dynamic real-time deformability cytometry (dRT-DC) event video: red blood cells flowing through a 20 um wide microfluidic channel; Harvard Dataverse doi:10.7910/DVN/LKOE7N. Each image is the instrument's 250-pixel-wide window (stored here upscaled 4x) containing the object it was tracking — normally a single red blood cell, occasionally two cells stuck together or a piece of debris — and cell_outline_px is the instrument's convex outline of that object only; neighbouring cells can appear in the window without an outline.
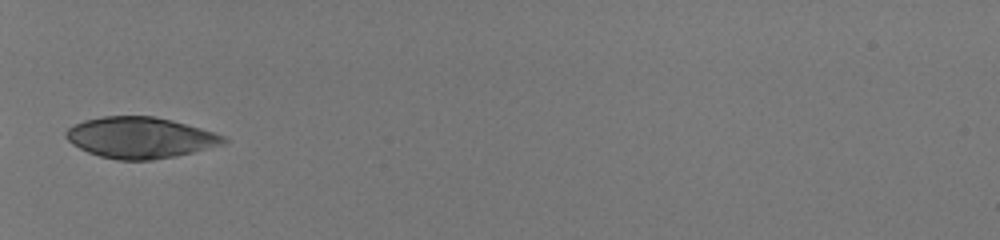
{"species": "human", "species_latin": "Homo sapiens", "temperature_condition": "room temperature", "stored_images_in_passage": 23, "camera_frame_rate_fps": 3000, "um_per_image_px": 0.085, "donor": {"sex": "male"}, "frame": {"image": 1, "passage_image": 1, "time_ms": 0.0, "image_size_px": [1000, 240], "cell_outline_px": [[228, 140], [224, 144], [176, 156], [152, 160], [120, 160], [100, 156], [88, 152], [72, 144], [64, 136], [64, 132], [68, 128], [84, 120], [104, 116], [152, 116], [172, 120], [200, 128], [224, 136]], "centroid_in_image_um": [11.89, 11.7], "position_along_channel_um": 73.1, "area_um2": 37.51}}
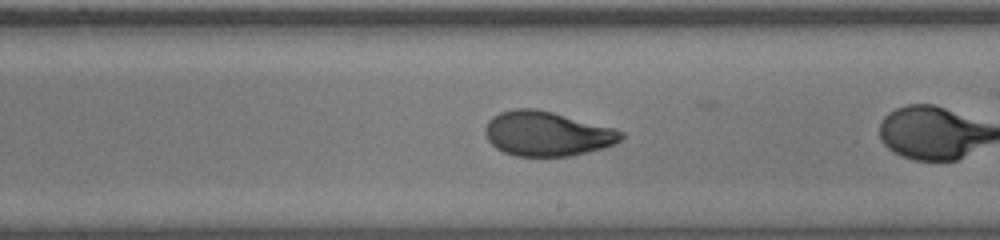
{"frame": {"image": 2, "passage_image": 12, "time_ms": 3.667, "image_size_px": [1000, 240], "cell_outline_px": [[624, 136], [616, 144], [604, 148], [572, 156], [516, 156], [504, 152], [496, 148], [488, 140], [484, 132], [484, 128], [488, 120], [492, 116], [500, 112], [516, 108], [532, 108], [552, 112], [612, 128], [624, 132]], "centroid_in_image_um": [46.47, 11.37], "position_along_channel_um": 242.5, "area_um2": 35.32}}
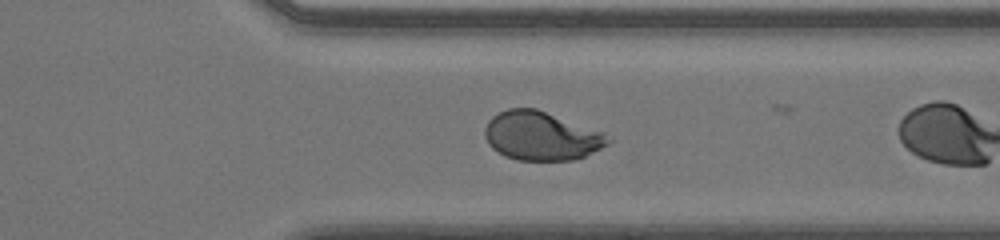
{"frame": {"image": 3, "passage_image": 21, "time_ms": 6.667, "image_size_px": [1000, 240], "cell_outline_px": [[612, 140], [608, 144], [584, 156], [572, 160], [520, 160], [504, 156], [492, 148], [488, 144], [484, 136], [484, 128], [488, 120], [492, 116], [508, 108], [536, 108], [604, 132]], "centroid_in_image_um": [45.98, 11.55], "position_along_channel_um": 365.4, "area_um2": 35.03}}